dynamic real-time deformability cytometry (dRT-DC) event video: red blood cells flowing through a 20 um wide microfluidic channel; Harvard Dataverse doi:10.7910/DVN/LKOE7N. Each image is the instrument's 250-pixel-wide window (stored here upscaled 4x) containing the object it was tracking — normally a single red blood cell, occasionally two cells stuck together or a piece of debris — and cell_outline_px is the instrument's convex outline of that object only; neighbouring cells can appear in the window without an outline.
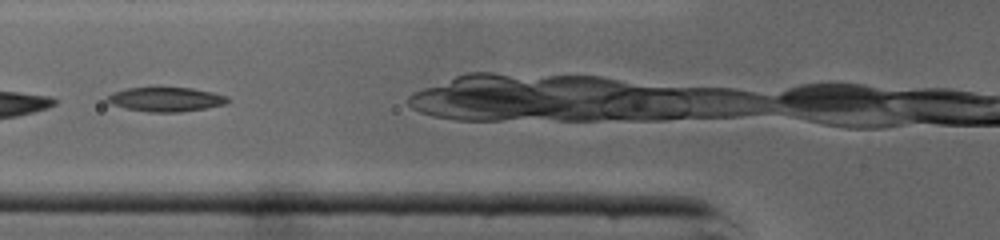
{"species": "common noctule bat (a hibernating species)", "species_latin": "Nyctalus noctula", "temperature_condition": "cold", "stored_images_in_passage": 24, "camera_frame_rate_fps": 3000, "um_per_image_px": 0.085, "animal": {"sex": "male", "body_mass_g": 19.0, "forearm_length_mm": 50.8}, "frame": {"image": 1, "passage_image": 4, "time_ms": 1.0, "image_size_px": [1000, 240], "cell_outline_px": [[228, 100], [224, 104], [204, 108], [180, 112], [148, 112], [128, 108], [112, 104], [104, 100], [112, 92], [128, 88], [192, 88], [212, 92], [224, 96]], "centroid_in_image_um": [14.04, 8.44], "position_along_channel_um": 111.8, "area_um2": 16.65}}
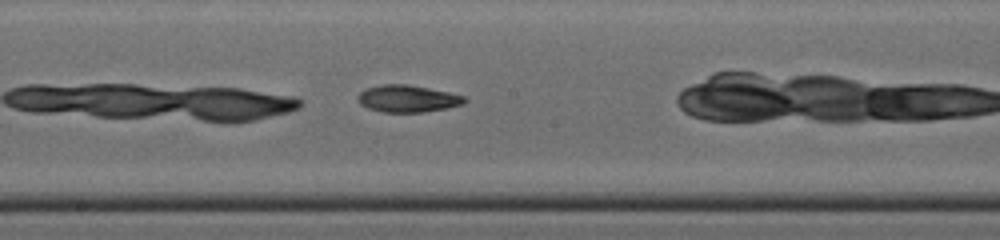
{"frame": {"image": 2, "passage_image": 11, "time_ms": 3.333, "image_size_px": [1000, 240], "cell_outline_px": [[468, 100], [464, 104], [448, 108], [424, 112], [384, 112], [368, 108], [360, 104], [356, 100], [360, 92], [368, 88], [384, 84], [408, 84], [448, 92], [464, 96]], "centroid_in_image_um": [34.67, 8.39], "position_along_channel_um": 213.5, "area_um2": 16.82}}